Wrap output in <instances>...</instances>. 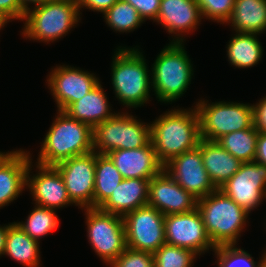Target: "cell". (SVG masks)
Masks as SVG:
<instances>
[{
    "label": "cell",
    "instance_id": "obj_1",
    "mask_svg": "<svg viewBox=\"0 0 266 267\" xmlns=\"http://www.w3.org/2000/svg\"><path fill=\"white\" fill-rule=\"evenodd\" d=\"M150 125L151 143L163 165L173 157L196 148L201 140L196 107L168 110Z\"/></svg>",
    "mask_w": 266,
    "mask_h": 267
},
{
    "label": "cell",
    "instance_id": "obj_2",
    "mask_svg": "<svg viewBox=\"0 0 266 267\" xmlns=\"http://www.w3.org/2000/svg\"><path fill=\"white\" fill-rule=\"evenodd\" d=\"M139 46L118 47L112 57L111 82L114 93L127 108H137L149 102L152 88L151 71ZM150 74V75H149Z\"/></svg>",
    "mask_w": 266,
    "mask_h": 267
},
{
    "label": "cell",
    "instance_id": "obj_3",
    "mask_svg": "<svg viewBox=\"0 0 266 267\" xmlns=\"http://www.w3.org/2000/svg\"><path fill=\"white\" fill-rule=\"evenodd\" d=\"M41 144L37 164L54 166L63 160L93 151V128L57 110Z\"/></svg>",
    "mask_w": 266,
    "mask_h": 267
},
{
    "label": "cell",
    "instance_id": "obj_4",
    "mask_svg": "<svg viewBox=\"0 0 266 267\" xmlns=\"http://www.w3.org/2000/svg\"><path fill=\"white\" fill-rule=\"evenodd\" d=\"M197 209L214 247L237 244L249 213L220 189L198 199Z\"/></svg>",
    "mask_w": 266,
    "mask_h": 267
},
{
    "label": "cell",
    "instance_id": "obj_5",
    "mask_svg": "<svg viewBox=\"0 0 266 267\" xmlns=\"http://www.w3.org/2000/svg\"><path fill=\"white\" fill-rule=\"evenodd\" d=\"M192 66L182 42H169L161 50L151 69L152 89L158 102L172 103L183 96L193 78Z\"/></svg>",
    "mask_w": 266,
    "mask_h": 267
},
{
    "label": "cell",
    "instance_id": "obj_6",
    "mask_svg": "<svg viewBox=\"0 0 266 267\" xmlns=\"http://www.w3.org/2000/svg\"><path fill=\"white\" fill-rule=\"evenodd\" d=\"M80 14L77 0H51L44 5L31 7L23 19L22 35L48 44L66 36L80 21Z\"/></svg>",
    "mask_w": 266,
    "mask_h": 267
},
{
    "label": "cell",
    "instance_id": "obj_7",
    "mask_svg": "<svg viewBox=\"0 0 266 267\" xmlns=\"http://www.w3.org/2000/svg\"><path fill=\"white\" fill-rule=\"evenodd\" d=\"M128 112H118L93 128V151L108 154L116 149H138L151 142V125ZM141 121V122H140Z\"/></svg>",
    "mask_w": 266,
    "mask_h": 267
},
{
    "label": "cell",
    "instance_id": "obj_8",
    "mask_svg": "<svg viewBox=\"0 0 266 267\" xmlns=\"http://www.w3.org/2000/svg\"><path fill=\"white\" fill-rule=\"evenodd\" d=\"M200 119L201 139L216 142L231 132L254 126L253 106L234 102H212L204 99L195 105Z\"/></svg>",
    "mask_w": 266,
    "mask_h": 267
},
{
    "label": "cell",
    "instance_id": "obj_9",
    "mask_svg": "<svg viewBox=\"0 0 266 267\" xmlns=\"http://www.w3.org/2000/svg\"><path fill=\"white\" fill-rule=\"evenodd\" d=\"M84 210L89 243L100 259L110 265L127 248L123 216L99 208Z\"/></svg>",
    "mask_w": 266,
    "mask_h": 267
},
{
    "label": "cell",
    "instance_id": "obj_10",
    "mask_svg": "<svg viewBox=\"0 0 266 267\" xmlns=\"http://www.w3.org/2000/svg\"><path fill=\"white\" fill-rule=\"evenodd\" d=\"M165 216L152 206L145 205L123 216L126 245L137 251L154 253L165 238Z\"/></svg>",
    "mask_w": 266,
    "mask_h": 267
},
{
    "label": "cell",
    "instance_id": "obj_11",
    "mask_svg": "<svg viewBox=\"0 0 266 267\" xmlns=\"http://www.w3.org/2000/svg\"><path fill=\"white\" fill-rule=\"evenodd\" d=\"M96 152L74 156L54 167L64 181L70 200L78 208H94Z\"/></svg>",
    "mask_w": 266,
    "mask_h": 267
},
{
    "label": "cell",
    "instance_id": "obj_12",
    "mask_svg": "<svg viewBox=\"0 0 266 267\" xmlns=\"http://www.w3.org/2000/svg\"><path fill=\"white\" fill-rule=\"evenodd\" d=\"M220 190L250 214L266 199V166L243 162Z\"/></svg>",
    "mask_w": 266,
    "mask_h": 267
},
{
    "label": "cell",
    "instance_id": "obj_13",
    "mask_svg": "<svg viewBox=\"0 0 266 267\" xmlns=\"http://www.w3.org/2000/svg\"><path fill=\"white\" fill-rule=\"evenodd\" d=\"M164 225L166 244L187 248L197 256L215 249L197 208L185 213L165 215Z\"/></svg>",
    "mask_w": 266,
    "mask_h": 267
},
{
    "label": "cell",
    "instance_id": "obj_14",
    "mask_svg": "<svg viewBox=\"0 0 266 267\" xmlns=\"http://www.w3.org/2000/svg\"><path fill=\"white\" fill-rule=\"evenodd\" d=\"M163 169L196 199L205 197L217 189L204 168L200 142L196 148L170 159L164 164Z\"/></svg>",
    "mask_w": 266,
    "mask_h": 267
},
{
    "label": "cell",
    "instance_id": "obj_15",
    "mask_svg": "<svg viewBox=\"0 0 266 267\" xmlns=\"http://www.w3.org/2000/svg\"><path fill=\"white\" fill-rule=\"evenodd\" d=\"M47 77L57 108L63 112L101 83L95 74L65 64L56 66Z\"/></svg>",
    "mask_w": 266,
    "mask_h": 267
},
{
    "label": "cell",
    "instance_id": "obj_16",
    "mask_svg": "<svg viewBox=\"0 0 266 267\" xmlns=\"http://www.w3.org/2000/svg\"><path fill=\"white\" fill-rule=\"evenodd\" d=\"M32 160L29 162L26 175L28 187L36 205L58 210L74 204L68 195L64 181L54 166H43L36 163L38 172L30 175ZM31 177V178H30Z\"/></svg>",
    "mask_w": 266,
    "mask_h": 267
},
{
    "label": "cell",
    "instance_id": "obj_17",
    "mask_svg": "<svg viewBox=\"0 0 266 267\" xmlns=\"http://www.w3.org/2000/svg\"><path fill=\"white\" fill-rule=\"evenodd\" d=\"M197 200L164 169L149 182L147 205L154 207L164 216L192 211L197 208Z\"/></svg>",
    "mask_w": 266,
    "mask_h": 267
},
{
    "label": "cell",
    "instance_id": "obj_18",
    "mask_svg": "<svg viewBox=\"0 0 266 267\" xmlns=\"http://www.w3.org/2000/svg\"><path fill=\"white\" fill-rule=\"evenodd\" d=\"M202 18L196 0H161L155 22L161 24L169 34H173L175 39L171 42L184 43L185 33L197 29Z\"/></svg>",
    "mask_w": 266,
    "mask_h": 267
},
{
    "label": "cell",
    "instance_id": "obj_19",
    "mask_svg": "<svg viewBox=\"0 0 266 267\" xmlns=\"http://www.w3.org/2000/svg\"><path fill=\"white\" fill-rule=\"evenodd\" d=\"M125 179L151 180L163 170L150 142L138 149H116L106 154Z\"/></svg>",
    "mask_w": 266,
    "mask_h": 267
},
{
    "label": "cell",
    "instance_id": "obj_20",
    "mask_svg": "<svg viewBox=\"0 0 266 267\" xmlns=\"http://www.w3.org/2000/svg\"><path fill=\"white\" fill-rule=\"evenodd\" d=\"M30 152L12 151L0 163V208L9 205L19 197L26 186V175Z\"/></svg>",
    "mask_w": 266,
    "mask_h": 267
},
{
    "label": "cell",
    "instance_id": "obj_21",
    "mask_svg": "<svg viewBox=\"0 0 266 267\" xmlns=\"http://www.w3.org/2000/svg\"><path fill=\"white\" fill-rule=\"evenodd\" d=\"M150 180L123 179L112 195L99 207L100 210L124 216L147 205Z\"/></svg>",
    "mask_w": 266,
    "mask_h": 267
},
{
    "label": "cell",
    "instance_id": "obj_22",
    "mask_svg": "<svg viewBox=\"0 0 266 267\" xmlns=\"http://www.w3.org/2000/svg\"><path fill=\"white\" fill-rule=\"evenodd\" d=\"M203 165L211 182L220 189L240 168L242 162L217 142L200 140Z\"/></svg>",
    "mask_w": 266,
    "mask_h": 267
},
{
    "label": "cell",
    "instance_id": "obj_23",
    "mask_svg": "<svg viewBox=\"0 0 266 267\" xmlns=\"http://www.w3.org/2000/svg\"><path fill=\"white\" fill-rule=\"evenodd\" d=\"M106 93L99 83L84 97L72 103L64 112L72 119L84 122L94 128L112 117Z\"/></svg>",
    "mask_w": 266,
    "mask_h": 267
},
{
    "label": "cell",
    "instance_id": "obj_24",
    "mask_svg": "<svg viewBox=\"0 0 266 267\" xmlns=\"http://www.w3.org/2000/svg\"><path fill=\"white\" fill-rule=\"evenodd\" d=\"M232 29L240 33L260 34L266 31V0H235L230 19Z\"/></svg>",
    "mask_w": 266,
    "mask_h": 267
},
{
    "label": "cell",
    "instance_id": "obj_25",
    "mask_svg": "<svg viewBox=\"0 0 266 267\" xmlns=\"http://www.w3.org/2000/svg\"><path fill=\"white\" fill-rule=\"evenodd\" d=\"M40 242L28 236L15 222L8 226L5 250L7 255L26 267L40 266Z\"/></svg>",
    "mask_w": 266,
    "mask_h": 267
},
{
    "label": "cell",
    "instance_id": "obj_26",
    "mask_svg": "<svg viewBox=\"0 0 266 267\" xmlns=\"http://www.w3.org/2000/svg\"><path fill=\"white\" fill-rule=\"evenodd\" d=\"M227 45V57L235 68H250L258 64L263 56L262 44L255 33L235 32Z\"/></svg>",
    "mask_w": 266,
    "mask_h": 267
},
{
    "label": "cell",
    "instance_id": "obj_27",
    "mask_svg": "<svg viewBox=\"0 0 266 267\" xmlns=\"http://www.w3.org/2000/svg\"><path fill=\"white\" fill-rule=\"evenodd\" d=\"M123 179L107 155L96 153L94 208H99L112 195Z\"/></svg>",
    "mask_w": 266,
    "mask_h": 267
},
{
    "label": "cell",
    "instance_id": "obj_28",
    "mask_svg": "<svg viewBox=\"0 0 266 267\" xmlns=\"http://www.w3.org/2000/svg\"><path fill=\"white\" fill-rule=\"evenodd\" d=\"M258 134L259 131L253 126L226 134L216 142L242 163L251 162L256 156Z\"/></svg>",
    "mask_w": 266,
    "mask_h": 267
},
{
    "label": "cell",
    "instance_id": "obj_29",
    "mask_svg": "<svg viewBox=\"0 0 266 267\" xmlns=\"http://www.w3.org/2000/svg\"><path fill=\"white\" fill-rule=\"evenodd\" d=\"M56 211L35 204L25 222H15L28 236L35 241L50 234L59 226Z\"/></svg>",
    "mask_w": 266,
    "mask_h": 267
},
{
    "label": "cell",
    "instance_id": "obj_30",
    "mask_svg": "<svg viewBox=\"0 0 266 267\" xmlns=\"http://www.w3.org/2000/svg\"><path fill=\"white\" fill-rule=\"evenodd\" d=\"M103 15L106 24L121 33L133 32L145 22L137 10L124 0H118Z\"/></svg>",
    "mask_w": 266,
    "mask_h": 267
},
{
    "label": "cell",
    "instance_id": "obj_31",
    "mask_svg": "<svg viewBox=\"0 0 266 267\" xmlns=\"http://www.w3.org/2000/svg\"><path fill=\"white\" fill-rule=\"evenodd\" d=\"M217 256L219 267H265L266 257L265 252L262 254L258 262L254 261L253 257L236 245H224L215 247L213 250ZM258 263V264H257Z\"/></svg>",
    "mask_w": 266,
    "mask_h": 267
},
{
    "label": "cell",
    "instance_id": "obj_32",
    "mask_svg": "<svg viewBox=\"0 0 266 267\" xmlns=\"http://www.w3.org/2000/svg\"><path fill=\"white\" fill-rule=\"evenodd\" d=\"M154 267H192L197 254L187 248L163 244L154 253ZM193 264V265H192Z\"/></svg>",
    "mask_w": 266,
    "mask_h": 267
},
{
    "label": "cell",
    "instance_id": "obj_33",
    "mask_svg": "<svg viewBox=\"0 0 266 267\" xmlns=\"http://www.w3.org/2000/svg\"><path fill=\"white\" fill-rule=\"evenodd\" d=\"M202 17L214 20L220 24H226L230 19L235 0H196Z\"/></svg>",
    "mask_w": 266,
    "mask_h": 267
},
{
    "label": "cell",
    "instance_id": "obj_34",
    "mask_svg": "<svg viewBox=\"0 0 266 267\" xmlns=\"http://www.w3.org/2000/svg\"><path fill=\"white\" fill-rule=\"evenodd\" d=\"M110 267H154V255L147 251L126 248Z\"/></svg>",
    "mask_w": 266,
    "mask_h": 267
},
{
    "label": "cell",
    "instance_id": "obj_35",
    "mask_svg": "<svg viewBox=\"0 0 266 267\" xmlns=\"http://www.w3.org/2000/svg\"><path fill=\"white\" fill-rule=\"evenodd\" d=\"M131 4L144 21L153 20L154 22L157 19L161 0H124Z\"/></svg>",
    "mask_w": 266,
    "mask_h": 267
},
{
    "label": "cell",
    "instance_id": "obj_36",
    "mask_svg": "<svg viewBox=\"0 0 266 267\" xmlns=\"http://www.w3.org/2000/svg\"><path fill=\"white\" fill-rule=\"evenodd\" d=\"M25 13L19 0H0V15L8 22L14 19L23 21Z\"/></svg>",
    "mask_w": 266,
    "mask_h": 267
},
{
    "label": "cell",
    "instance_id": "obj_37",
    "mask_svg": "<svg viewBox=\"0 0 266 267\" xmlns=\"http://www.w3.org/2000/svg\"><path fill=\"white\" fill-rule=\"evenodd\" d=\"M254 127L259 132H266V96L259 102L252 104Z\"/></svg>",
    "mask_w": 266,
    "mask_h": 267
},
{
    "label": "cell",
    "instance_id": "obj_38",
    "mask_svg": "<svg viewBox=\"0 0 266 267\" xmlns=\"http://www.w3.org/2000/svg\"><path fill=\"white\" fill-rule=\"evenodd\" d=\"M118 0H77L79 13L80 9H90L95 12H101L104 14L110 9Z\"/></svg>",
    "mask_w": 266,
    "mask_h": 267
},
{
    "label": "cell",
    "instance_id": "obj_39",
    "mask_svg": "<svg viewBox=\"0 0 266 267\" xmlns=\"http://www.w3.org/2000/svg\"><path fill=\"white\" fill-rule=\"evenodd\" d=\"M254 161L266 166V132H259L258 134Z\"/></svg>",
    "mask_w": 266,
    "mask_h": 267
},
{
    "label": "cell",
    "instance_id": "obj_40",
    "mask_svg": "<svg viewBox=\"0 0 266 267\" xmlns=\"http://www.w3.org/2000/svg\"><path fill=\"white\" fill-rule=\"evenodd\" d=\"M51 0H19L21 6H22V9L25 11V12H28L30 7L29 5L32 4V5H35V7L37 6H40V5H44L45 3L49 2Z\"/></svg>",
    "mask_w": 266,
    "mask_h": 267
},
{
    "label": "cell",
    "instance_id": "obj_41",
    "mask_svg": "<svg viewBox=\"0 0 266 267\" xmlns=\"http://www.w3.org/2000/svg\"><path fill=\"white\" fill-rule=\"evenodd\" d=\"M8 225L1 226L0 225V257L4 254L5 250V243H6V236H7V231H8Z\"/></svg>",
    "mask_w": 266,
    "mask_h": 267
},
{
    "label": "cell",
    "instance_id": "obj_42",
    "mask_svg": "<svg viewBox=\"0 0 266 267\" xmlns=\"http://www.w3.org/2000/svg\"><path fill=\"white\" fill-rule=\"evenodd\" d=\"M7 22L8 21L0 15V30L4 28L5 25H7Z\"/></svg>",
    "mask_w": 266,
    "mask_h": 267
},
{
    "label": "cell",
    "instance_id": "obj_43",
    "mask_svg": "<svg viewBox=\"0 0 266 267\" xmlns=\"http://www.w3.org/2000/svg\"><path fill=\"white\" fill-rule=\"evenodd\" d=\"M12 151H8L6 153L0 151V163L11 153Z\"/></svg>",
    "mask_w": 266,
    "mask_h": 267
}]
</instances>
